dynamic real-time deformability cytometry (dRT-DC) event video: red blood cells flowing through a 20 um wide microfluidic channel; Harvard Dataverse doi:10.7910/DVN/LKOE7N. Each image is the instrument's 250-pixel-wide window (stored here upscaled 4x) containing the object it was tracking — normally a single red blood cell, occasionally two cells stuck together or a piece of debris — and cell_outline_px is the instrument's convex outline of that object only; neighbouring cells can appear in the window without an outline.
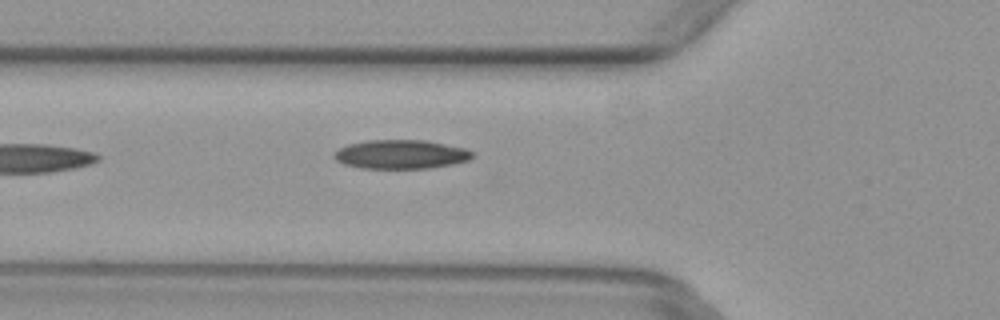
{"species": "common noctule bat (a hibernating species)", "species_latin": "Nyctalus noctula", "temperature_condition": "warm", "stored_images_in_passage": 5, "camera_frame_rate_fps": 3000, "um_per_image_px": 0.085, "animal": {"sex": "female", "body_mass_g": 29.2, "forearm_length_mm": 56.3}, "frame": {"image": 1, "passage_image": 5, "time_ms": 1.333, "image_size_px": [1000, 320], "cell_outline_px": [[476, 156], [468, 160], [452, 164], [428, 168], [360, 168], [344, 164], [336, 160], [332, 156], [340, 148], [348, 144], [368, 140], [424, 140], [464, 148], [476, 152]], "centroid_in_image_um": [34.1, 13.12], "position_along_channel_um": 91.7, "area_um2": 23.29}}